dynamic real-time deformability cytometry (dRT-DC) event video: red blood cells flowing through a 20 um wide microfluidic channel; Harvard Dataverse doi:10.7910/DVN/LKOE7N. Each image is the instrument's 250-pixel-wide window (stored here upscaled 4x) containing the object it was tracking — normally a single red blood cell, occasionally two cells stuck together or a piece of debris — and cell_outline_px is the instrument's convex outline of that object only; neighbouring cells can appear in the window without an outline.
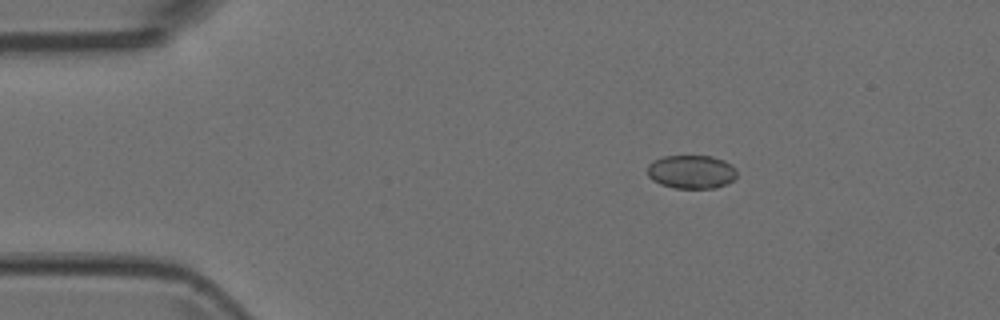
{"species": "Egyptian fruit bat (a non-hibernating species)", "species_latin": "Rousettus aegyptiacus", "temperature_condition": "room temperature", "stored_images_in_passage": 5, "camera_frame_rate_fps": 3000, "um_per_image_px": 0.085, "animal": {"sex": "female"}, "frame": {"image": 1, "passage_image": 3, "time_ms": 0.667, "image_size_px": [1000, 320], "cell_outline_px": [[736, 176], [728, 184], [716, 188], [676, 188], [660, 184], [652, 180], [648, 176], [648, 164], [652, 160], [664, 156], [712, 156], [724, 160], [732, 164], [736, 168]], "centroid_in_image_um": [58.77, 14.6], "position_along_channel_um": 26.2, "area_um2": 17.69}}
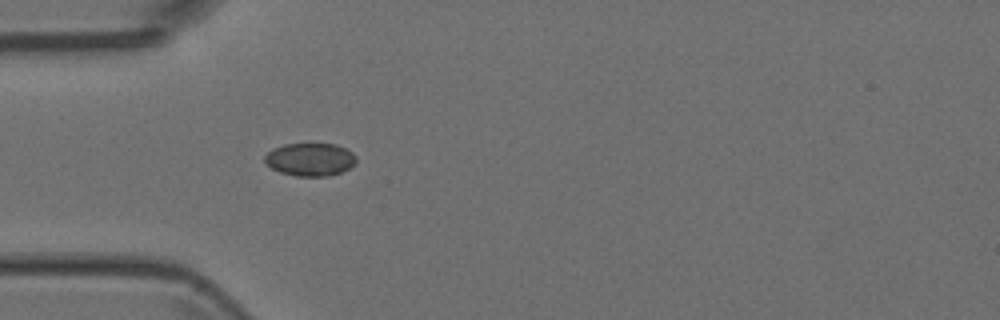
{"frame": {"image": 2, "passage_image": 5, "time_ms": 1.333, "image_size_px": [1000, 320], "cell_outline_px": [[356, 164], [340, 172], [328, 176], [296, 176], [280, 172], [272, 168], [264, 160], [264, 156], [272, 148], [284, 144], [336, 144], [352, 152], [356, 156]], "centroid_in_image_um": [26.36, 13.55], "position_along_channel_um": 58.6, "area_um2": 17.51}}